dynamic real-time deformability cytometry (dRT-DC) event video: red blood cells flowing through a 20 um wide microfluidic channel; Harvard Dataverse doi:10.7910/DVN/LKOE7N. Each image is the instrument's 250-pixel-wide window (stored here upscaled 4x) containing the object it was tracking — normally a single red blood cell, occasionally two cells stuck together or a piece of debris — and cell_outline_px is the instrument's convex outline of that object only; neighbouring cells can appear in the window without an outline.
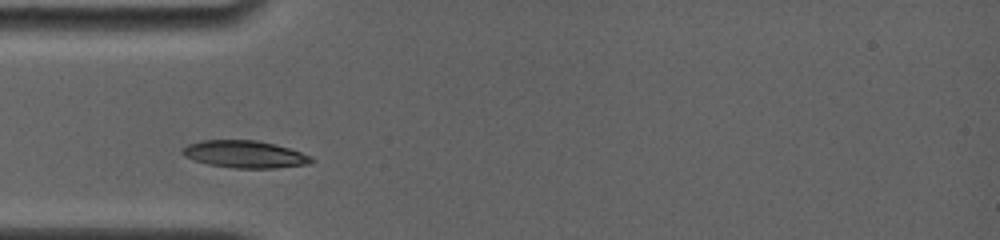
{"species": "common noctule bat (a hibernating species)", "species_latin": "Nyctalus noctula", "temperature_condition": "room temperature", "stored_images_in_passage": 46, "camera_frame_rate_fps": 4000, "um_per_image_px": 0.085, "animal": {"sex": "female", "body_mass_g": 19.0, "forearm_length_mm": 56.7}, "frame": {"image": 1, "passage_image": 1, "time_ms": 0.0, "image_size_px": [1000, 240], "cell_outline_px": [[316, 160], [308, 164], [276, 168], [236, 168], [208, 164], [184, 156], [180, 152], [180, 148], [188, 144], [200, 140], [256, 140], [276, 144], [312, 156]], "centroid_in_image_um": [20.8, 13.1], "position_along_channel_um": 64.2, "area_um2": 20.58}}
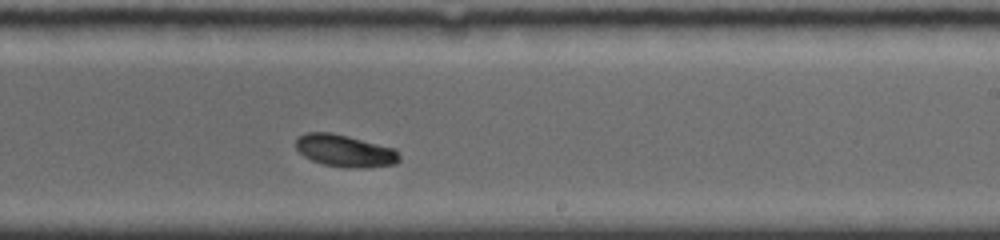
{"frame": {"image": 2, "passage_image": 27, "time_ms": 5.25, "image_size_px": [1000, 240], "cell_outline_px": [[400, 160], [396, 164], [360, 168], [348, 168], [324, 164], [312, 160], [304, 156], [296, 148], [296, 140], [300, 136], [308, 132], [332, 132], [396, 148], [400, 156]], "centroid_in_image_um": [29.35, 12.81], "position_along_channel_um": 259.6, "area_um2": 19.42}}
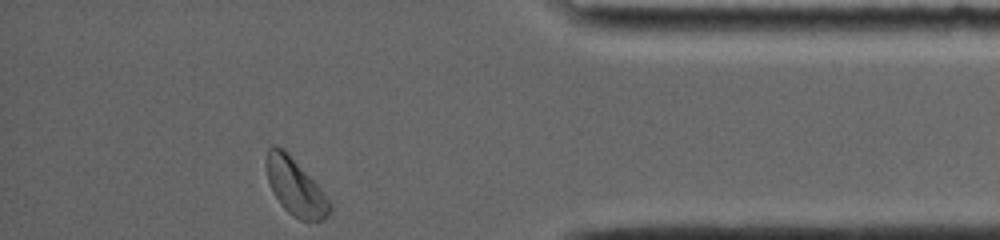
{"frame": {"image": 3, "passage_image": 45, "time_ms": 9.75, "image_size_px": [1000, 240], "cell_outline_px": [[332, 212], [328, 216], [320, 220], [300, 220], [292, 216], [280, 204], [268, 180], [264, 164], [264, 160], [268, 148], [272, 144], [284, 148], [288, 152], [320, 188], [332, 204]], "centroid_in_image_um": [25.08, 15.86], "position_along_channel_um": 410.1, "area_um2": 21.04}, "authors_computed_cell_mechanics": {"area_um2": 19.4786, "velocity_mm_per_s": 3.7315, "shape_relaxation_time_tau1_ms": 1.685, "shape_relaxation_time_tau2_ms": null, "deformation_change_tau1": 0.0733, "deformation_change_tau2": null}}